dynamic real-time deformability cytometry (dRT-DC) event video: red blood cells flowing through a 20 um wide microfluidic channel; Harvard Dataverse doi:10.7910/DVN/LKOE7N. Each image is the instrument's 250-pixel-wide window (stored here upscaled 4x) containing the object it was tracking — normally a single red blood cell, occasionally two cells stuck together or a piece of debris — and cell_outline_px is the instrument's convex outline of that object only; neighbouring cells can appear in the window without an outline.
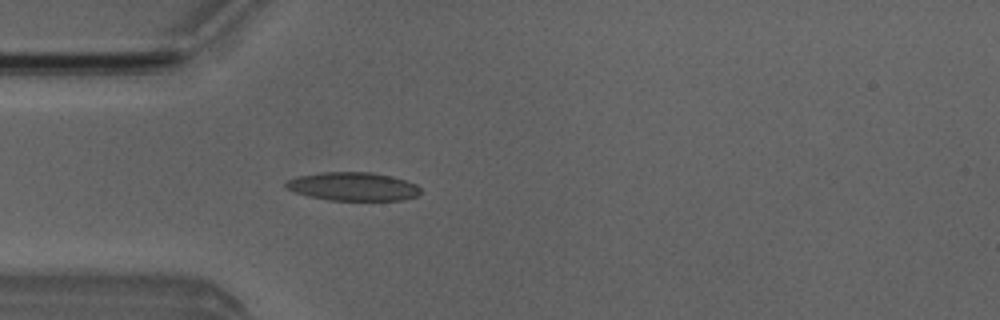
{"species": "Egyptian fruit bat (a non-hibernating species)", "species_latin": "Rousettus aegyptiacus", "temperature_condition": "room temperature", "stored_images_in_passage": 4, "camera_frame_rate_fps": 3000, "um_per_image_px": 0.085, "animal": {"sex": "male"}, "frame": {"image": 1, "passage_image": 4, "time_ms": 3.333, "image_size_px": [1000, 320], "cell_outline_px": [[420, 192], [416, 196], [404, 200], [328, 200], [308, 196], [292, 192], [284, 188], [284, 184], [288, 180], [296, 176], [320, 172], [372, 172], [404, 180], [416, 184], [420, 188]], "centroid_in_image_um": [29.93, 15.85], "position_along_channel_um": 55.1, "area_um2": 22.43}}